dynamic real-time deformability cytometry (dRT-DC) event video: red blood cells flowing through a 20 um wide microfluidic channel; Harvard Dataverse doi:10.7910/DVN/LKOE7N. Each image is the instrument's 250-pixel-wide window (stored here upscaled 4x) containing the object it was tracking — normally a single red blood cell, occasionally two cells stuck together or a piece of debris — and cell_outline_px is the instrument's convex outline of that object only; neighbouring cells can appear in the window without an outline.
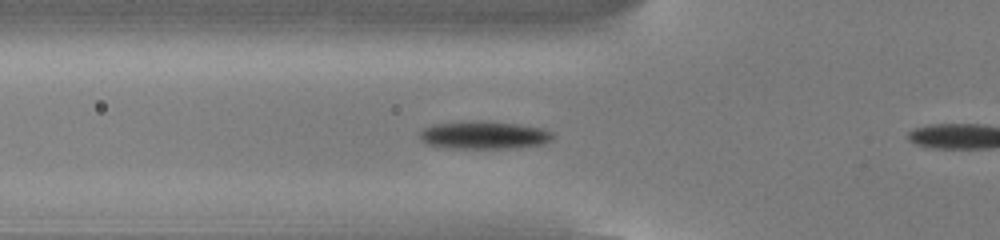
{"species": "common noctule bat (a hibernating species)", "species_latin": "Nyctalus noctula", "temperature_condition": "cold", "stored_images_in_passage": 11, "camera_frame_rate_fps": 3000, "um_per_image_px": 0.085, "animal": {"sex": "male", "body_mass_g": 13.0, "forearm_length_mm": 53.1}, "frame": {"image": 1, "passage_image": 10, "time_ms": 3.0, "image_size_px": [1000, 240], "cell_outline_px": [[556, 136], [552, 140], [544, 144], [516, 148], [448, 148], [424, 144], [420, 140], [420, 132], [424, 128], [432, 124], [476, 120], [516, 124], [540, 128], [552, 132]], "centroid_in_image_um": [41.13, 11.49], "position_along_channel_um": 84.7, "area_um2": 21.79}}